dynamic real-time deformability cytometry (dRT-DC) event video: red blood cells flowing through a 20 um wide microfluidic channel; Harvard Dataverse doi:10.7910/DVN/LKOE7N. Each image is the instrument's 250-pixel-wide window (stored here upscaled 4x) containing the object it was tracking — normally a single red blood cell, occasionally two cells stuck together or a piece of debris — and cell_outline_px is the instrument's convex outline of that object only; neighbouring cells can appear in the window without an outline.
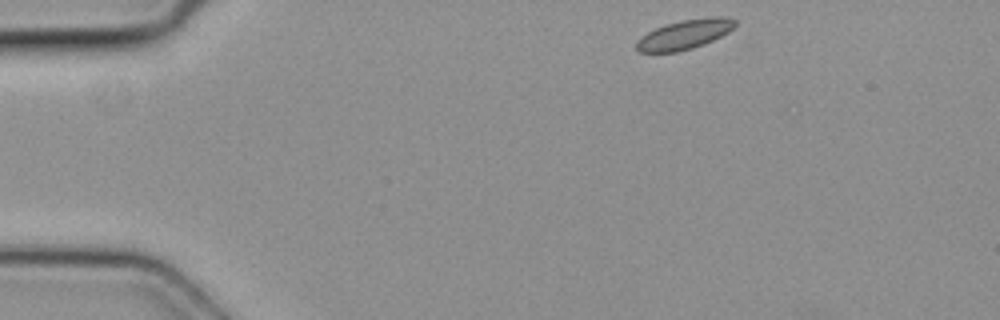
{"species": "common noctule bat (a hibernating species)", "species_latin": "Nyctalus noctula", "temperature_condition": "cold", "stored_images_in_passage": 3, "camera_frame_rate_fps": 3000, "um_per_image_px": 0.085, "animal": {"sex": "female", "body_mass_g": 19.3, "forearm_length_mm": 54.1}, "frame": {"image": 1, "passage_image": 1, "time_ms": 0.0, "image_size_px": [1000, 320], "cell_outline_px": [[736, 24], [728, 32], [704, 44], [692, 48], [676, 52], [640, 52], [636, 48], [636, 40], [640, 36], [656, 28], [680, 20], [712, 16], [724, 16], [736, 20]], "centroid_in_image_um": [58.18, 2.92], "position_along_channel_um": 26.8, "area_um2": 16.88}}